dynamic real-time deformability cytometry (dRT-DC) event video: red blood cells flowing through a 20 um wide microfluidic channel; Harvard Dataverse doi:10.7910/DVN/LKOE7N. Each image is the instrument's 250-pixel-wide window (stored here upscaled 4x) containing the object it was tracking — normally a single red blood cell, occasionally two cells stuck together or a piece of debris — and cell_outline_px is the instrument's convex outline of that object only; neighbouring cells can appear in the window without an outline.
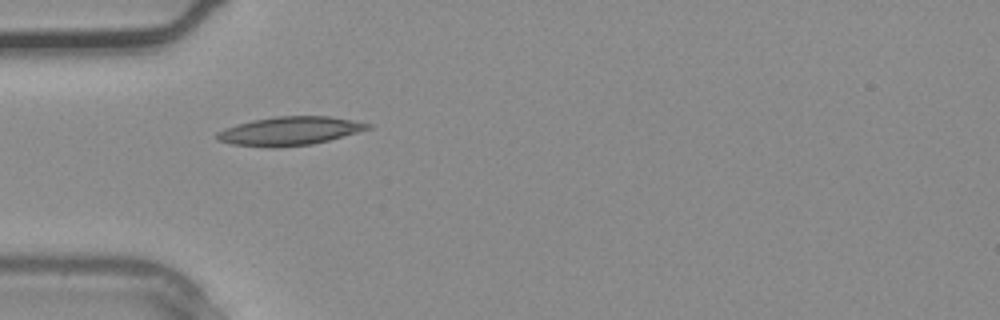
{"species": "common noctule bat (a hibernating species)", "species_latin": "Nyctalus noctula", "temperature_condition": "warm", "stored_images_in_passage": 1, "camera_frame_rate_fps": 3000, "um_per_image_px": 0.085, "animal": {"sex": "male", "body_mass_g": 20.4}, "frame": {"image": 1, "passage_image": 1, "time_ms": 0.0, "image_size_px": [1000, 320], "cell_outline_px": [[372, 128], [328, 140], [312, 144], [276, 148], [268, 148], [232, 144], [216, 140], [216, 132], [224, 128], [236, 124], [252, 120], [276, 116], [328, 116], [372, 124]], "centroid_in_image_um": [24.56, 11.14], "position_along_channel_um": 60.4, "area_um2": 25.2}}